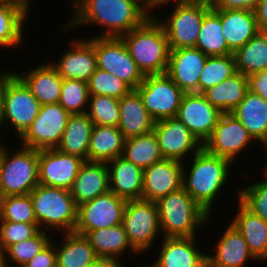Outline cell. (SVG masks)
<instances>
[{
  "label": "cell",
  "instance_id": "6da1fadb",
  "mask_svg": "<svg viewBox=\"0 0 267 267\" xmlns=\"http://www.w3.org/2000/svg\"><path fill=\"white\" fill-rule=\"evenodd\" d=\"M73 16L66 27L98 25L99 37H121L141 26L150 16L149 0H73ZM148 12V13H147Z\"/></svg>",
  "mask_w": 267,
  "mask_h": 267
},
{
  "label": "cell",
  "instance_id": "7a4b0ae2",
  "mask_svg": "<svg viewBox=\"0 0 267 267\" xmlns=\"http://www.w3.org/2000/svg\"><path fill=\"white\" fill-rule=\"evenodd\" d=\"M192 159L188 175L183 167L182 187L207 213L211 214L212 204L229 180V168H231L229 166L233 162L212 155L204 148L194 154Z\"/></svg>",
  "mask_w": 267,
  "mask_h": 267
},
{
  "label": "cell",
  "instance_id": "3957f363",
  "mask_svg": "<svg viewBox=\"0 0 267 267\" xmlns=\"http://www.w3.org/2000/svg\"><path fill=\"white\" fill-rule=\"evenodd\" d=\"M157 19L152 15L141 26L121 36L144 75L165 74L168 69V38Z\"/></svg>",
  "mask_w": 267,
  "mask_h": 267
},
{
  "label": "cell",
  "instance_id": "277c9868",
  "mask_svg": "<svg viewBox=\"0 0 267 267\" xmlns=\"http://www.w3.org/2000/svg\"><path fill=\"white\" fill-rule=\"evenodd\" d=\"M156 203L163 237H194L197 226L205 225L210 217L183 187Z\"/></svg>",
  "mask_w": 267,
  "mask_h": 267
},
{
  "label": "cell",
  "instance_id": "5b68a950",
  "mask_svg": "<svg viewBox=\"0 0 267 267\" xmlns=\"http://www.w3.org/2000/svg\"><path fill=\"white\" fill-rule=\"evenodd\" d=\"M34 214L41 230L73 232L77 224V211L70 190L53 186L37 185L30 193ZM48 229V230H47Z\"/></svg>",
  "mask_w": 267,
  "mask_h": 267
},
{
  "label": "cell",
  "instance_id": "8992f818",
  "mask_svg": "<svg viewBox=\"0 0 267 267\" xmlns=\"http://www.w3.org/2000/svg\"><path fill=\"white\" fill-rule=\"evenodd\" d=\"M16 150L11 154L8 148L0 145L2 197L30 194L39 185V150L25 146Z\"/></svg>",
  "mask_w": 267,
  "mask_h": 267
},
{
  "label": "cell",
  "instance_id": "52a82bcc",
  "mask_svg": "<svg viewBox=\"0 0 267 267\" xmlns=\"http://www.w3.org/2000/svg\"><path fill=\"white\" fill-rule=\"evenodd\" d=\"M121 224L132 247L140 254L145 252L155 244L158 232L161 233L157 203L144 199L127 200Z\"/></svg>",
  "mask_w": 267,
  "mask_h": 267
},
{
  "label": "cell",
  "instance_id": "ba28073f",
  "mask_svg": "<svg viewBox=\"0 0 267 267\" xmlns=\"http://www.w3.org/2000/svg\"><path fill=\"white\" fill-rule=\"evenodd\" d=\"M97 68L105 70L135 90L145 75L131 57L121 37L94 38Z\"/></svg>",
  "mask_w": 267,
  "mask_h": 267
},
{
  "label": "cell",
  "instance_id": "9c48e42d",
  "mask_svg": "<svg viewBox=\"0 0 267 267\" xmlns=\"http://www.w3.org/2000/svg\"><path fill=\"white\" fill-rule=\"evenodd\" d=\"M39 101L14 73L5 72L4 122L7 121L21 137L37 118Z\"/></svg>",
  "mask_w": 267,
  "mask_h": 267
},
{
  "label": "cell",
  "instance_id": "30bf717a",
  "mask_svg": "<svg viewBox=\"0 0 267 267\" xmlns=\"http://www.w3.org/2000/svg\"><path fill=\"white\" fill-rule=\"evenodd\" d=\"M135 90L155 121L176 117L185 94L166 73L145 75Z\"/></svg>",
  "mask_w": 267,
  "mask_h": 267
},
{
  "label": "cell",
  "instance_id": "8fae6325",
  "mask_svg": "<svg viewBox=\"0 0 267 267\" xmlns=\"http://www.w3.org/2000/svg\"><path fill=\"white\" fill-rule=\"evenodd\" d=\"M174 5L167 20H158L164 28L170 50L196 47L203 17L212 7L203 4Z\"/></svg>",
  "mask_w": 267,
  "mask_h": 267
},
{
  "label": "cell",
  "instance_id": "7c38bea8",
  "mask_svg": "<svg viewBox=\"0 0 267 267\" xmlns=\"http://www.w3.org/2000/svg\"><path fill=\"white\" fill-rule=\"evenodd\" d=\"M70 115L59 103L40 106L37 118L20 137L21 145L36 150L56 148Z\"/></svg>",
  "mask_w": 267,
  "mask_h": 267
},
{
  "label": "cell",
  "instance_id": "4fadbf2b",
  "mask_svg": "<svg viewBox=\"0 0 267 267\" xmlns=\"http://www.w3.org/2000/svg\"><path fill=\"white\" fill-rule=\"evenodd\" d=\"M127 200L111 191L78 206L75 232L86 235L89 231L110 228L122 223Z\"/></svg>",
  "mask_w": 267,
  "mask_h": 267
},
{
  "label": "cell",
  "instance_id": "5bb4252c",
  "mask_svg": "<svg viewBox=\"0 0 267 267\" xmlns=\"http://www.w3.org/2000/svg\"><path fill=\"white\" fill-rule=\"evenodd\" d=\"M222 112L203 93H185L176 118L204 145L213 133Z\"/></svg>",
  "mask_w": 267,
  "mask_h": 267
},
{
  "label": "cell",
  "instance_id": "9a60e30c",
  "mask_svg": "<svg viewBox=\"0 0 267 267\" xmlns=\"http://www.w3.org/2000/svg\"><path fill=\"white\" fill-rule=\"evenodd\" d=\"M253 140L247 129L234 115L222 113L203 148L212 155L234 162L236 156Z\"/></svg>",
  "mask_w": 267,
  "mask_h": 267
},
{
  "label": "cell",
  "instance_id": "2e32d148",
  "mask_svg": "<svg viewBox=\"0 0 267 267\" xmlns=\"http://www.w3.org/2000/svg\"><path fill=\"white\" fill-rule=\"evenodd\" d=\"M82 158L56 148L39 150V184L70 190L82 164Z\"/></svg>",
  "mask_w": 267,
  "mask_h": 267
},
{
  "label": "cell",
  "instance_id": "e0dca14e",
  "mask_svg": "<svg viewBox=\"0 0 267 267\" xmlns=\"http://www.w3.org/2000/svg\"><path fill=\"white\" fill-rule=\"evenodd\" d=\"M153 131L163 158L183 162L189 152H193L191 155L196 154L203 148L197 138L176 117L155 121Z\"/></svg>",
  "mask_w": 267,
  "mask_h": 267
},
{
  "label": "cell",
  "instance_id": "ac0fdd59",
  "mask_svg": "<svg viewBox=\"0 0 267 267\" xmlns=\"http://www.w3.org/2000/svg\"><path fill=\"white\" fill-rule=\"evenodd\" d=\"M179 160L162 159L143 170L142 199L157 202L182 187L183 167Z\"/></svg>",
  "mask_w": 267,
  "mask_h": 267
},
{
  "label": "cell",
  "instance_id": "d6986e66",
  "mask_svg": "<svg viewBox=\"0 0 267 267\" xmlns=\"http://www.w3.org/2000/svg\"><path fill=\"white\" fill-rule=\"evenodd\" d=\"M207 58L195 47L170 50L166 74L184 93H199V77Z\"/></svg>",
  "mask_w": 267,
  "mask_h": 267
},
{
  "label": "cell",
  "instance_id": "ffe728a7",
  "mask_svg": "<svg viewBox=\"0 0 267 267\" xmlns=\"http://www.w3.org/2000/svg\"><path fill=\"white\" fill-rule=\"evenodd\" d=\"M69 50L62 54L56 63L51 65L62 79L87 82L97 69L94 38L71 41Z\"/></svg>",
  "mask_w": 267,
  "mask_h": 267
},
{
  "label": "cell",
  "instance_id": "44dd1931",
  "mask_svg": "<svg viewBox=\"0 0 267 267\" xmlns=\"http://www.w3.org/2000/svg\"><path fill=\"white\" fill-rule=\"evenodd\" d=\"M194 237H163L160 256L149 267H207V254L195 246Z\"/></svg>",
  "mask_w": 267,
  "mask_h": 267
},
{
  "label": "cell",
  "instance_id": "7402d4cb",
  "mask_svg": "<svg viewBox=\"0 0 267 267\" xmlns=\"http://www.w3.org/2000/svg\"><path fill=\"white\" fill-rule=\"evenodd\" d=\"M212 10L221 18L223 36L232 52L245 45L260 31L254 10Z\"/></svg>",
  "mask_w": 267,
  "mask_h": 267
},
{
  "label": "cell",
  "instance_id": "603a6c76",
  "mask_svg": "<svg viewBox=\"0 0 267 267\" xmlns=\"http://www.w3.org/2000/svg\"><path fill=\"white\" fill-rule=\"evenodd\" d=\"M110 191L109 171L104 162L85 161L70 189L77 206Z\"/></svg>",
  "mask_w": 267,
  "mask_h": 267
},
{
  "label": "cell",
  "instance_id": "cb8c5ba5",
  "mask_svg": "<svg viewBox=\"0 0 267 267\" xmlns=\"http://www.w3.org/2000/svg\"><path fill=\"white\" fill-rule=\"evenodd\" d=\"M107 164L110 191L125 200L142 199L143 170L120 156Z\"/></svg>",
  "mask_w": 267,
  "mask_h": 267
},
{
  "label": "cell",
  "instance_id": "d4e9b609",
  "mask_svg": "<svg viewBox=\"0 0 267 267\" xmlns=\"http://www.w3.org/2000/svg\"><path fill=\"white\" fill-rule=\"evenodd\" d=\"M215 250V255L206 256L207 267H244L249 258L256 260L244 237L232 223L219 238Z\"/></svg>",
  "mask_w": 267,
  "mask_h": 267
},
{
  "label": "cell",
  "instance_id": "484cf974",
  "mask_svg": "<svg viewBox=\"0 0 267 267\" xmlns=\"http://www.w3.org/2000/svg\"><path fill=\"white\" fill-rule=\"evenodd\" d=\"M119 130L125 139L137 137L154 130L155 120L145 108L136 90L119 99Z\"/></svg>",
  "mask_w": 267,
  "mask_h": 267
},
{
  "label": "cell",
  "instance_id": "4316f807",
  "mask_svg": "<svg viewBox=\"0 0 267 267\" xmlns=\"http://www.w3.org/2000/svg\"><path fill=\"white\" fill-rule=\"evenodd\" d=\"M30 71L25 75L14 73L31 90L41 106L59 103L63 79L51 63L36 66Z\"/></svg>",
  "mask_w": 267,
  "mask_h": 267
},
{
  "label": "cell",
  "instance_id": "83f0119b",
  "mask_svg": "<svg viewBox=\"0 0 267 267\" xmlns=\"http://www.w3.org/2000/svg\"><path fill=\"white\" fill-rule=\"evenodd\" d=\"M236 218L231 222L244 237L256 260H267V222L248 210L239 200Z\"/></svg>",
  "mask_w": 267,
  "mask_h": 267
},
{
  "label": "cell",
  "instance_id": "f1b7e54d",
  "mask_svg": "<svg viewBox=\"0 0 267 267\" xmlns=\"http://www.w3.org/2000/svg\"><path fill=\"white\" fill-rule=\"evenodd\" d=\"M231 114L242 123L254 141L260 143L267 135V101L258 94L248 90Z\"/></svg>",
  "mask_w": 267,
  "mask_h": 267
},
{
  "label": "cell",
  "instance_id": "f546056e",
  "mask_svg": "<svg viewBox=\"0 0 267 267\" xmlns=\"http://www.w3.org/2000/svg\"><path fill=\"white\" fill-rule=\"evenodd\" d=\"M125 137L118 127L94 125L88 149V161L108 163L123 155Z\"/></svg>",
  "mask_w": 267,
  "mask_h": 267
},
{
  "label": "cell",
  "instance_id": "4dcf8cb0",
  "mask_svg": "<svg viewBox=\"0 0 267 267\" xmlns=\"http://www.w3.org/2000/svg\"><path fill=\"white\" fill-rule=\"evenodd\" d=\"M93 127L94 123L86 113L71 114L61 142L56 149L62 153L75 155L88 161V149Z\"/></svg>",
  "mask_w": 267,
  "mask_h": 267
},
{
  "label": "cell",
  "instance_id": "1f68e13d",
  "mask_svg": "<svg viewBox=\"0 0 267 267\" xmlns=\"http://www.w3.org/2000/svg\"><path fill=\"white\" fill-rule=\"evenodd\" d=\"M85 236L99 259L119 260L118 257L128 249L138 253L129 242L122 224L89 231Z\"/></svg>",
  "mask_w": 267,
  "mask_h": 267
},
{
  "label": "cell",
  "instance_id": "d6a6232c",
  "mask_svg": "<svg viewBox=\"0 0 267 267\" xmlns=\"http://www.w3.org/2000/svg\"><path fill=\"white\" fill-rule=\"evenodd\" d=\"M61 248L56 247V267H88L99 258L85 235L64 232Z\"/></svg>",
  "mask_w": 267,
  "mask_h": 267
},
{
  "label": "cell",
  "instance_id": "836d02e7",
  "mask_svg": "<svg viewBox=\"0 0 267 267\" xmlns=\"http://www.w3.org/2000/svg\"><path fill=\"white\" fill-rule=\"evenodd\" d=\"M248 90L247 76L236 72L203 94L207 101L222 113H231L244 99Z\"/></svg>",
  "mask_w": 267,
  "mask_h": 267
},
{
  "label": "cell",
  "instance_id": "e575fe53",
  "mask_svg": "<svg viewBox=\"0 0 267 267\" xmlns=\"http://www.w3.org/2000/svg\"><path fill=\"white\" fill-rule=\"evenodd\" d=\"M29 7L30 2H0V46L17 48L22 44Z\"/></svg>",
  "mask_w": 267,
  "mask_h": 267
},
{
  "label": "cell",
  "instance_id": "d590c367",
  "mask_svg": "<svg viewBox=\"0 0 267 267\" xmlns=\"http://www.w3.org/2000/svg\"><path fill=\"white\" fill-rule=\"evenodd\" d=\"M237 72L249 75L267 70V31H259L233 52Z\"/></svg>",
  "mask_w": 267,
  "mask_h": 267
},
{
  "label": "cell",
  "instance_id": "8d00e7d4",
  "mask_svg": "<svg viewBox=\"0 0 267 267\" xmlns=\"http://www.w3.org/2000/svg\"><path fill=\"white\" fill-rule=\"evenodd\" d=\"M195 48L207 56L233 54L223 36L221 18L212 9L203 17Z\"/></svg>",
  "mask_w": 267,
  "mask_h": 267
},
{
  "label": "cell",
  "instance_id": "74e56055",
  "mask_svg": "<svg viewBox=\"0 0 267 267\" xmlns=\"http://www.w3.org/2000/svg\"><path fill=\"white\" fill-rule=\"evenodd\" d=\"M122 157L142 170L164 159L154 131L125 139Z\"/></svg>",
  "mask_w": 267,
  "mask_h": 267
},
{
  "label": "cell",
  "instance_id": "f35d334b",
  "mask_svg": "<svg viewBox=\"0 0 267 267\" xmlns=\"http://www.w3.org/2000/svg\"><path fill=\"white\" fill-rule=\"evenodd\" d=\"M236 72L233 54L208 56L199 77V93H204Z\"/></svg>",
  "mask_w": 267,
  "mask_h": 267
},
{
  "label": "cell",
  "instance_id": "ab89813d",
  "mask_svg": "<svg viewBox=\"0 0 267 267\" xmlns=\"http://www.w3.org/2000/svg\"><path fill=\"white\" fill-rule=\"evenodd\" d=\"M0 221L38 224L30 194L2 197L0 199Z\"/></svg>",
  "mask_w": 267,
  "mask_h": 267
},
{
  "label": "cell",
  "instance_id": "60d3db41",
  "mask_svg": "<svg viewBox=\"0 0 267 267\" xmlns=\"http://www.w3.org/2000/svg\"><path fill=\"white\" fill-rule=\"evenodd\" d=\"M88 108L86 114L94 123L100 126L118 127L120 122L119 99L101 96L89 95Z\"/></svg>",
  "mask_w": 267,
  "mask_h": 267
},
{
  "label": "cell",
  "instance_id": "b9f144b4",
  "mask_svg": "<svg viewBox=\"0 0 267 267\" xmlns=\"http://www.w3.org/2000/svg\"><path fill=\"white\" fill-rule=\"evenodd\" d=\"M89 90L87 82L63 79L59 104L70 114H84L87 112ZM85 107V108H84Z\"/></svg>",
  "mask_w": 267,
  "mask_h": 267
},
{
  "label": "cell",
  "instance_id": "7bdbcfd3",
  "mask_svg": "<svg viewBox=\"0 0 267 267\" xmlns=\"http://www.w3.org/2000/svg\"><path fill=\"white\" fill-rule=\"evenodd\" d=\"M89 95L109 96L121 99L133 89L111 73L97 68L87 81Z\"/></svg>",
  "mask_w": 267,
  "mask_h": 267
},
{
  "label": "cell",
  "instance_id": "ee69618b",
  "mask_svg": "<svg viewBox=\"0 0 267 267\" xmlns=\"http://www.w3.org/2000/svg\"><path fill=\"white\" fill-rule=\"evenodd\" d=\"M49 237L50 236L46 234V231L41 229L32 238L9 246L2 253V256L6 263L8 262V259H10L9 261H11V263L15 262L19 267H22L50 242L51 238L49 239Z\"/></svg>",
  "mask_w": 267,
  "mask_h": 267
},
{
  "label": "cell",
  "instance_id": "f6af8a7d",
  "mask_svg": "<svg viewBox=\"0 0 267 267\" xmlns=\"http://www.w3.org/2000/svg\"><path fill=\"white\" fill-rule=\"evenodd\" d=\"M266 179L239 190L238 200L253 214L267 222V174Z\"/></svg>",
  "mask_w": 267,
  "mask_h": 267
},
{
  "label": "cell",
  "instance_id": "bcb514c9",
  "mask_svg": "<svg viewBox=\"0 0 267 267\" xmlns=\"http://www.w3.org/2000/svg\"><path fill=\"white\" fill-rule=\"evenodd\" d=\"M0 222V254L9 246L28 240L40 231L38 224L13 223L11 221Z\"/></svg>",
  "mask_w": 267,
  "mask_h": 267
},
{
  "label": "cell",
  "instance_id": "7dc6e473",
  "mask_svg": "<svg viewBox=\"0 0 267 267\" xmlns=\"http://www.w3.org/2000/svg\"><path fill=\"white\" fill-rule=\"evenodd\" d=\"M22 267H56L55 243L49 242L42 250Z\"/></svg>",
  "mask_w": 267,
  "mask_h": 267
},
{
  "label": "cell",
  "instance_id": "c3c4849f",
  "mask_svg": "<svg viewBox=\"0 0 267 267\" xmlns=\"http://www.w3.org/2000/svg\"><path fill=\"white\" fill-rule=\"evenodd\" d=\"M260 0H215L211 9H247L255 10Z\"/></svg>",
  "mask_w": 267,
  "mask_h": 267
},
{
  "label": "cell",
  "instance_id": "681fc988",
  "mask_svg": "<svg viewBox=\"0 0 267 267\" xmlns=\"http://www.w3.org/2000/svg\"><path fill=\"white\" fill-rule=\"evenodd\" d=\"M247 78L248 89L267 101V70L249 75Z\"/></svg>",
  "mask_w": 267,
  "mask_h": 267
},
{
  "label": "cell",
  "instance_id": "f907efd6",
  "mask_svg": "<svg viewBox=\"0 0 267 267\" xmlns=\"http://www.w3.org/2000/svg\"><path fill=\"white\" fill-rule=\"evenodd\" d=\"M176 2L174 4H203V5H208V6H212V4L214 3L215 0H149V8H150V13L152 16V9H154V7H160V5H165V3L167 4L168 2Z\"/></svg>",
  "mask_w": 267,
  "mask_h": 267
},
{
  "label": "cell",
  "instance_id": "816d5d0a",
  "mask_svg": "<svg viewBox=\"0 0 267 267\" xmlns=\"http://www.w3.org/2000/svg\"><path fill=\"white\" fill-rule=\"evenodd\" d=\"M254 11L259 30L267 31V0H260Z\"/></svg>",
  "mask_w": 267,
  "mask_h": 267
},
{
  "label": "cell",
  "instance_id": "f5cc1de1",
  "mask_svg": "<svg viewBox=\"0 0 267 267\" xmlns=\"http://www.w3.org/2000/svg\"><path fill=\"white\" fill-rule=\"evenodd\" d=\"M5 72L0 74V126L4 123ZM0 127V129H1Z\"/></svg>",
  "mask_w": 267,
  "mask_h": 267
},
{
  "label": "cell",
  "instance_id": "db71d44e",
  "mask_svg": "<svg viewBox=\"0 0 267 267\" xmlns=\"http://www.w3.org/2000/svg\"><path fill=\"white\" fill-rule=\"evenodd\" d=\"M88 267H122V265L119 260L98 259L96 262L89 265Z\"/></svg>",
  "mask_w": 267,
  "mask_h": 267
},
{
  "label": "cell",
  "instance_id": "11a10c76",
  "mask_svg": "<svg viewBox=\"0 0 267 267\" xmlns=\"http://www.w3.org/2000/svg\"><path fill=\"white\" fill-rule=\"evenodd\" d=\"M10 265L11 264H9V262L8 263L5 262L2 254H0V267H9Z\"/></svg>",
  "mask_w": 267,
  "mask_h": 267
},
{
  "label": "cell",
  "instance_id": "9f6ffc18",
  "mask_svg": "<svg viewBox=\"0 0 267 267\" xmlns=\"http://www.w3.org/2000/svg\"><path fill=\"white\" fill-rule=\"evenodd\" d=\"M260 142H261V144H264L263 146L266 147V151H267V135ZM264 170L265 171H263V172H265L264 174L266 175L267 174V166L265 167Z\"/></svg>",
  "mask_w": 267,
  "mask_h": 267
},
{
  "label": "cell",
  "instance_id": "6f0895ef",
  "mask_svg": "<svg viewBox=\"0 0 267 267\" xmlns=\"http://www.w3.org/2000/svg\"><path fill=\"white\" fill-rule=\"evenodd\" d=\"M0 2H29V0H0Z\"/></svg>",
  "mask_w": 267,
  "mask_h": 267
},
{
  "label": "cell",
  "instance_id": "680465c9",
  "mask_svg": "<svg viewBox=\"0 0 267 267\" xmlns=\"http://www.w3.org/2000/svg\"><path fill=\"white\" fill-rule=\"evenodd\" d=\"M0 180H1V171H0ZM2 198V193H1V184H0V199Z\"/></svg>",
  "mask_w": 267,
  "mask_h": 267
}]
</instances>
